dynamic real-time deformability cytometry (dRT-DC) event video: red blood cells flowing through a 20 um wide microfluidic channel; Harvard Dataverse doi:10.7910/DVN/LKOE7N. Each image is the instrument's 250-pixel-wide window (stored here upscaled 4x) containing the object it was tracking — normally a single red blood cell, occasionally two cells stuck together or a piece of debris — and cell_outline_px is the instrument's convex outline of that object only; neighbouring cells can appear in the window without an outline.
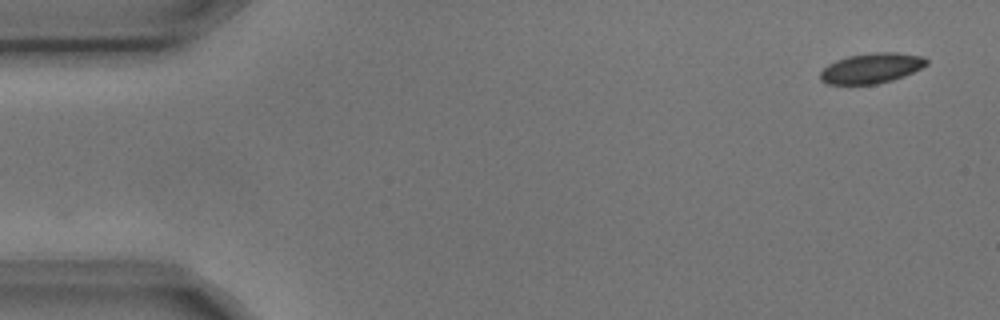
{"species": "common noctule bat (a hibernating species)", "species_latin": "Nyctalus noctula", "temperature_condition": "cold", "stored_images_in_passage": 2, "camera_frame_rate_fps": 3000, "um_per_image_px": 0.085, "animal": {"sex": "male", "body_mass_g": 17.9, "forearm_length_mm": 54.2}, "frame": {"image": 1, "passage_image": 2, "time_ms": 0.333, "image_size_px": [1000, 320], "cell_outline_px": [[928, 64], [904, 76], [892, 80], [876, 84], [828, 84], [820, 80], [820, 72], [828, 64], [836, 60], [848, 56], [872, 52], [896, 52], [924, 56], [928, 60]], "centroid_in_image_um": [74.08, 5.78], "position_along_channel_um": 10.9, "area_um2": 18.73}}